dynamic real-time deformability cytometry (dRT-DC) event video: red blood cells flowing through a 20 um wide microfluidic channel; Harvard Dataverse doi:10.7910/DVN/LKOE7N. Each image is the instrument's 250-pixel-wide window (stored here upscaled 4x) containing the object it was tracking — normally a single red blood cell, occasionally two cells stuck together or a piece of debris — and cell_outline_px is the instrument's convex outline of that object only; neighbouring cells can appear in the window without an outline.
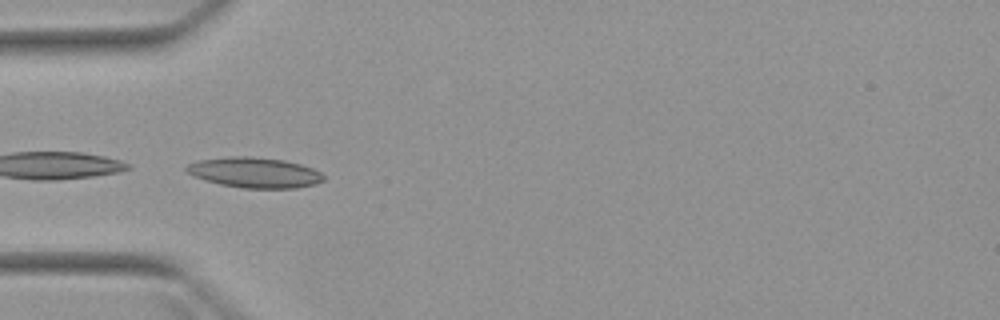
{"species": "Egyptian fruit bat (a non-hibernating species)", "species_latin": "Rousettus aegyptiacus", "temperature_condition": "warm", "stored_images_in_passage": 3, "camera_frame_rate_fps": 3000, "um_per_image_px": 0.085, "animal": {"sex": "female"}, "frame": {"image": 1, "passage_image": 3, "time_ms": 2.333, "image_size_px": [1000, 320], "cell_outline_px": [[324, 180], [316, 184], [296, 188], [244, 188], [220, 184], [204, 180], [188, 172], [184, 168], [188, 164], [200, 160], [232, 156], [252, 156], [284, 160], [300, 164], [312, 168], [320, 172], [324, 176]], "centroid_in_image_um": [21.66, 14.67], "position_along_channel_um": 63.3, "area_um2": 24.16}}